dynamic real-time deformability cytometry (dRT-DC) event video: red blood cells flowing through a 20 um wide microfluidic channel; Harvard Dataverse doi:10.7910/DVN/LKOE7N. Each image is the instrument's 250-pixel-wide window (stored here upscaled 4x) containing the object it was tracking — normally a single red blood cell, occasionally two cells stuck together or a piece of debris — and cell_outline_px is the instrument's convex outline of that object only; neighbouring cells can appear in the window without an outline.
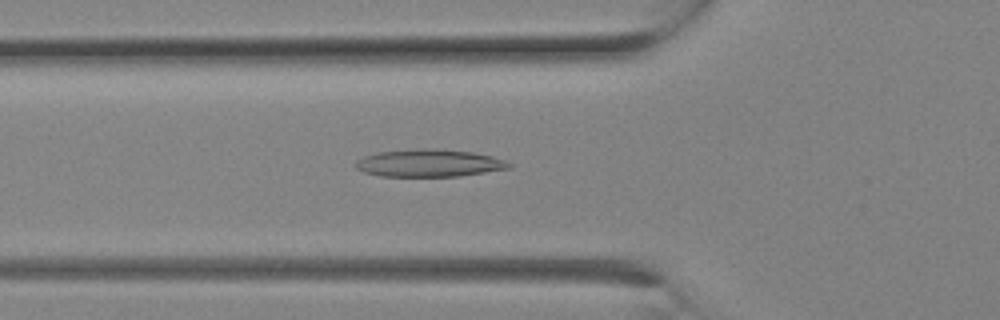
{"species": "Egyptian fruit bat (a non-hibernating species)", "species_latin": "Rousettus aegyptiacus", "temperature_condition": "room temperature", "stored_images_in_passage": 22, "camera_frame_rate_fps": 3000, "um_per_image_px": 0.085, "animal": {"sex": "female"}, "frame": {"image": 1, "passage_image": 6, "time_ms": 1.667, "image_size_px": [1000, 320], "cell_outline_px": [[512, 168], [460, 176], [380, 176], [364, 172], [356, 168], [356, 160], [364, 156], [380, 152], [424, 148], [436, 148], [472, 152], [492, 156], [504, 160], [512, 164]], "centroid_in_image_um": [36.51, 13.86], "position_along_channel_um": 89.3, "area_um2": 24.51}}
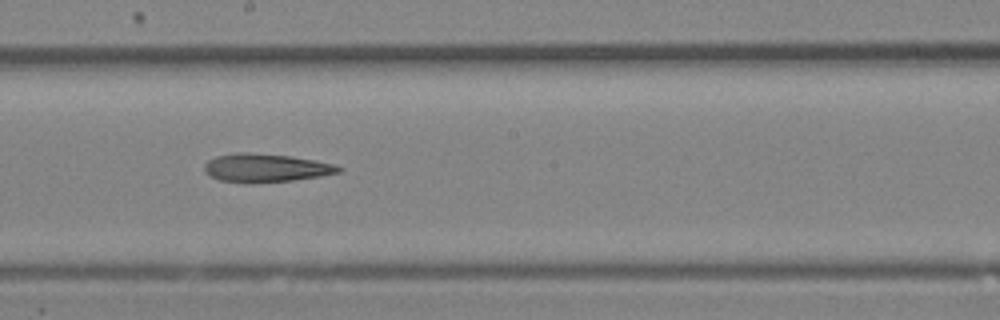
{"frame": {"image": 2, "passage_image": 11, "time_ms": 3.333, "image_size_px": [1000, 320], "cell_outline_px": [[344, 168], [340, 172], [320, 176], [292, 180], [220, 180], [204, 172], [204, 164], [208, 160], [216, 156], [236, 152], [248, 152], [292, 156], [316, 160], [336, 164]], "centroid_in_image_um": [22.65, 14.21], "position_along_channel_um": 225.6, "area_um2": 21.44}}
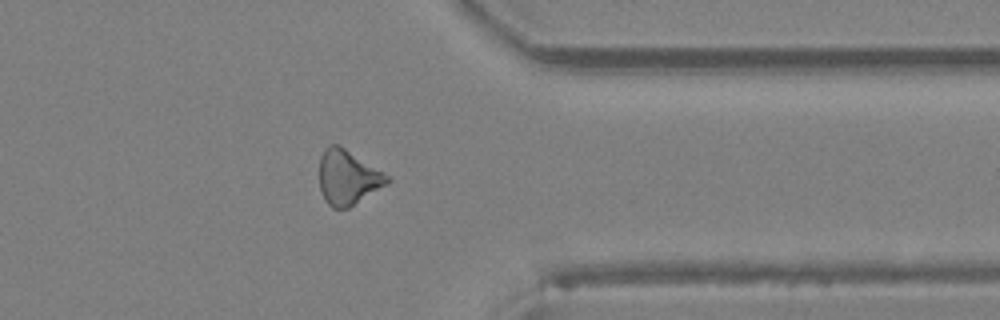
{"frame": {"image": 3, "passage_image": 17, "time_ms": 5.333, "image_size_px": [1000, 320], "cell_outline_px": [[392, 180], [388, 184], [348, 208], [332, 208], [324, 200], [320, 192], [320, 156], [324, 148], [328, 144], [340, 144], [392, 176]], "centroid_in_image_um": [29.59, 15.05], "position_along_channel_um": 381.8, "area_um2": 22.2}}